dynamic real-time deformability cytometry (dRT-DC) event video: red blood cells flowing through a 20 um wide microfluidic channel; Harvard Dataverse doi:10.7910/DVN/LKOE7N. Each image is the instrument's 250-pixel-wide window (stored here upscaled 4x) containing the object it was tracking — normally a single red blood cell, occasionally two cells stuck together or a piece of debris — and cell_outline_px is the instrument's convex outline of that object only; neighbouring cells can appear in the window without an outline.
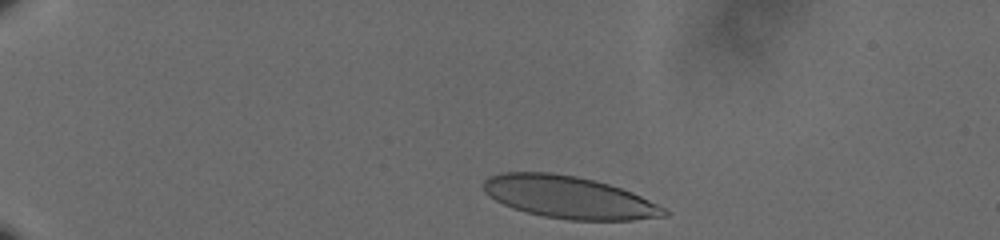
{"species": "human", "species_latin": "Homo sapiens", "temperature_condition": "cold", "stored_images_in_passage": 41, "camera_frame_rate_fps": 3000, "um_per_image_px": 0.085, "donor": {"sex": "male"}, "frame": {"image": 1, "passage_image": 2, "time_ms": 0.333, "image_size_px": [1000, 240], "cell_outline_px": [[668, 216], [632, 220], [568, 220], [544, 216], [512, 208], [488, 196], [484, 192], [480, 184], [488, 176], [500, 172], [552, 172], [576, 176], [608, 184], [632, 192], [664, 208], [668, 212]], "centroid_in_image_um": [48.3, 16.76], "position_along_channel_um": 36.7, "area_um2": 44.51}}
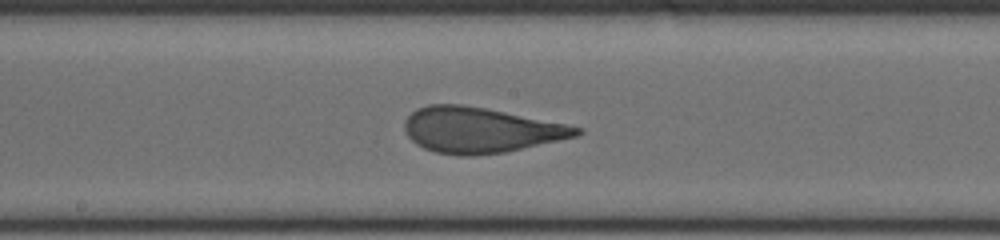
{"frame": {"image": 2, "passage_image": 23, "time_ms": 7.333, "image_size_px": [1000, 240], "cell_outline_px": [[584, 132], [576, 136], [560, 140], [504, 152], [472, 156], [460, 156], [436, 152], [424, 148], [416, 144], [408, 136], [404, 128], [404, 120], [416, 108], [428, 104], [460, 104], [484, 108], [584, 128]], "centroid_in_image_um": [40.78, 11.06], "position_along_channel_um": 207.4, "area_um2": 45.2}}
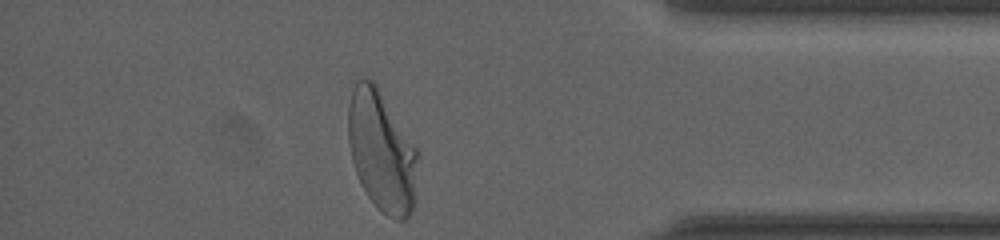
{"frame": {"image": 3, "passage_image": 41, "time_ms": 13.333, "image_size_px": [1000, 240], "cell_outline_px": [[420, 152], [416, 200], [408, 216], [404, 220], [396, 220], [380, 212], [368, 196], [360, 184], [352, 160], [348, 140], [348, 104], [356, 80], [372, 80], [376, 84]], "centroid_in_image_um": [32.48, 12.9], "position_along_channel_um": 402.7, "area_um2": 49.59}, "authors_computed_cell_mechanics": {"area_um2": 45.3152, "velocity_mm_per_s": 3.6063, "shape_relaxation_time_tau1_ms": 5.5058, "shape_relaxation_time_tau2_ms": null, "deformation_change_tau1": 0.2007, "deformation_change_tau2": null}}